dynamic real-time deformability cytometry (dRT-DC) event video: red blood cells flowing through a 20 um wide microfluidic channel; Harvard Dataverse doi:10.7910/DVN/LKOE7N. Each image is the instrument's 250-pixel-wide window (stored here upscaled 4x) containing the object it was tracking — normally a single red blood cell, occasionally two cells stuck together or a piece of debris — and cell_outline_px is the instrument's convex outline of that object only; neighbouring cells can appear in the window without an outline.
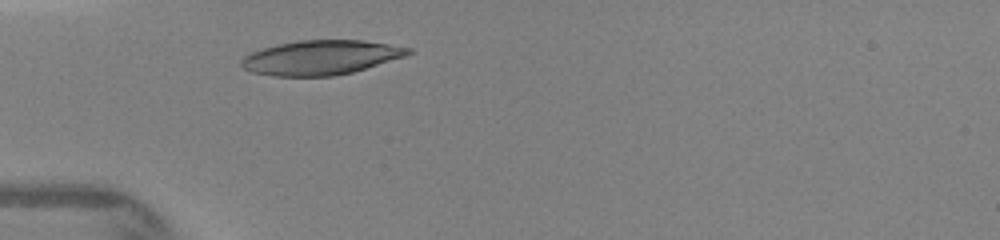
{"species": "human", "species_latin": "Homo sapiens", "temperature_condition": "warm", "stored_images_in_passage": 3, "camera_frame_rate_fps": 3000, "um_per_image_px": 0.085, "donor": {"sex": "female"}, "frame": {"image": 1, "passage_image": 3, "time_ms": 1.333, "image_size_px": [1000, 240], "cell_outline_px": [[412, 52], [408, 56], [352, 72], [332, 76], [272, 76], [252, 72], [244, 68], [240, 64], [240, 60], [244, 56], [252, 52], [276, 44], [300, 40], [364, 40], [412, 48]], "centroid_in_image_um": [27.29, 4.89], "position_along_channel_um": 57.7, "area_um2": 33.58}}